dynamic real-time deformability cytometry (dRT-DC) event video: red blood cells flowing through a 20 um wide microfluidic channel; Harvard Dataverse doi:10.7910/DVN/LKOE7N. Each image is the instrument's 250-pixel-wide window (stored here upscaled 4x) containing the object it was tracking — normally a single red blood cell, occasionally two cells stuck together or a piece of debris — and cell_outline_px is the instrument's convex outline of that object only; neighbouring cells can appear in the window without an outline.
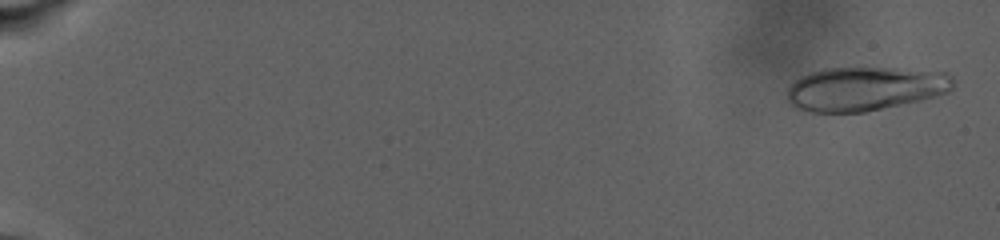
{"species": "human", "species_latin": "Homo sapiens", "temperature_condition": "warm", "stored_images_in_passage": 65, "camera_frame_rate_fps": 3000, "um_per_image_px": 0.085, "donor": {"sex": "male"}, "frame": {"image": 1, "passage_image": 3, "time_ms": 0.667, "image_size_px": [1000, 240], "cell_outline_px": [[956, 80], [952, 88], [948, 92], [936, 96], [920, 100], [864, 112], [808, 112], [796, 108], [788, 104], [788, 88], [796, 80], [812, 72], [824, 68], [892, 68], [948, 72]], "centroid_in_image_um": [73.55, 7.54], "position_along_channel_um": 11.4, "area_um2": 42.54}}
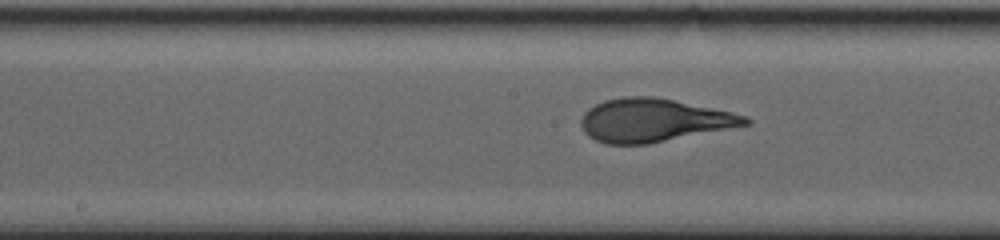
{"frame": {"image": 2, "passage_image": 43, "time_ms": 16.0, "image_size_px": [1000, 240], "cell_outline_px": [[752, 120], [748, 124], [648, 144], [608, 144], [596, 140], [588, 136], [584, 132], [580, 124], [580, 120], [584, 112], [588, 108], [604, 100], [624, 96], [652, 96], [732, 112], [748, 116]], "centroid_in_image_um": [55.51, 10.22], "position_along_channel_um": 192.7, "area_um2": 40.98}}
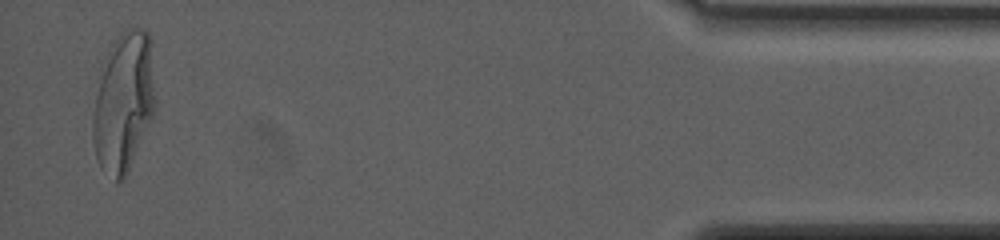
{"frame": {"image": 3, "passage_image": 64, "time_ms": 27.667, "image_size_px": [1000, 240], "cell_outline_px": [[152, 116], [128, 172], [124, 180], [116, 180], [100, 168], [96, 156], [92, 140], [92, 116], [96, 96], [100, 80], [112, 44], [120, 32], [132, 28], [144, 28], [148, 32], [152, 84]], "centroid_in_image_um": [10.46, 8.76], "position_along_channel_um": 424.7, "area_um2": 48.78}, "authors_computed_cell_mechanics": {"area_um2": 41.038, "velocity_mm_per_s": 2.542, "shape_relaxation_time_tau1_ms": 8.2096, "shape_relaxation_time_tau2_ms": null, "deformation_change_tau1": 0.2685, "deformation_change_tau2": null}}